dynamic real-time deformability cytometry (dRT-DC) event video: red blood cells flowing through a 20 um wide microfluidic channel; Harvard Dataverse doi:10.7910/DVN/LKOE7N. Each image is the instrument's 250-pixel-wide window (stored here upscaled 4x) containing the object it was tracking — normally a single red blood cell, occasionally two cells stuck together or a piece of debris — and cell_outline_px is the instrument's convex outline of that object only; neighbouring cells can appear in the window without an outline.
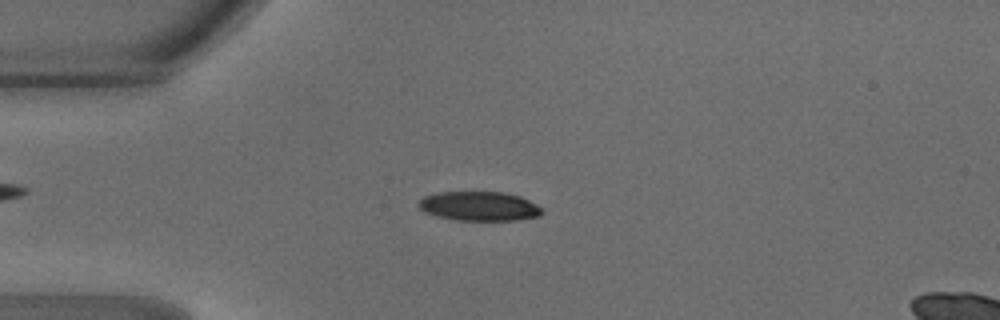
{"species": "common noctule bat (a hibernating species)", "species_latin": "Nyctalus noctula", "temperature_condition": "warm", "stored_images_in_passage": 46, "camera_frame_rate_fps": 3000, "um_per_image_px": 0.085, "animal": {"sex": "male", "body_mass_g": 18.8}, "frame": {"image": 1, "passage_image": 11, "time_ms": 3.333, "image_size_px": [1000, 320], "cell_outline_px": [[544, 212], [540, 216], [516, 220], [456, 220], [436, 216], [424, 212], [420, 208], [420, 200], [424, 196], [436, 192], [504, 192], [520, 196], [544, 208]], "centroid_in_image_um": [40.77, 17.52], "position_along_channel_um": 44.2, "area_um2": 21.15}}
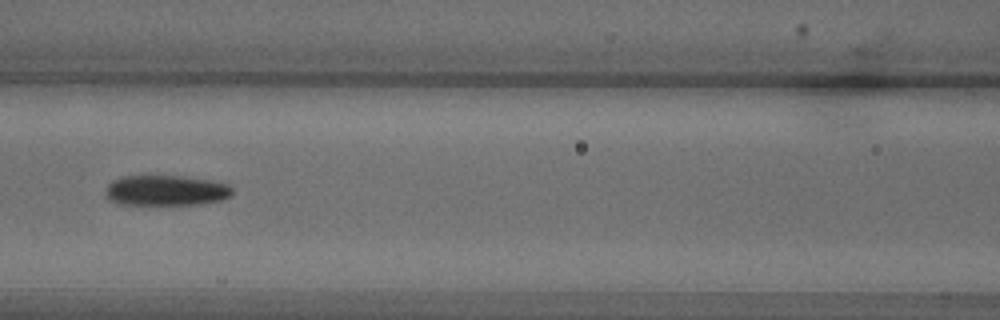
{"frame": {"image": 2, "passage_image": 20, "time_ms": 6.333, "image_size_px": [1000, 320], "cell_outline_px": [[232, 196], [224, 200], [200, 204], [116, 204], [108, 200], [104, 192], [108, 184], [112, 180], [124, 176], [180, 176], [228, 184], [232, 188]], "centroid_in_image_um": [14.07, 16.2], "position_along_channel_um": 152.5, "area_um2": 22.48}}
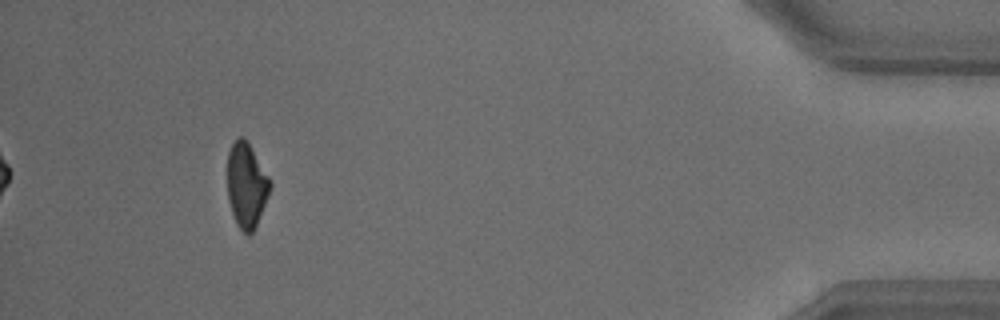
{"frame": {"image": 3, "passage_image": 43, "time_ms": 14.0, "image_size_px": [1000, 320], "cell_outline_px": [[272, 184], [268, 196], [256, 224], [252, 232], [248, 236], [236, 224], [228, 200], [228, 152], [232, 144], [240, 136], [244, 136], [268, 176]], "centroid_in_image_um": [20.94, 15.74], "position_along_channel_um": 414.3, "area_um2": 20.69}, "authors_computed_cell_mechanics": {"area_um2": 22.3686, "velocity_mm_per_s": 4.2437, "shape_relaxation_time_tau1_ms": 4.1622, "shape_relaxation_time_tau2_ms": 4.3691, "deformation_change_tau1": 0.1514, "deformation_change_tau2": 0.0996}}